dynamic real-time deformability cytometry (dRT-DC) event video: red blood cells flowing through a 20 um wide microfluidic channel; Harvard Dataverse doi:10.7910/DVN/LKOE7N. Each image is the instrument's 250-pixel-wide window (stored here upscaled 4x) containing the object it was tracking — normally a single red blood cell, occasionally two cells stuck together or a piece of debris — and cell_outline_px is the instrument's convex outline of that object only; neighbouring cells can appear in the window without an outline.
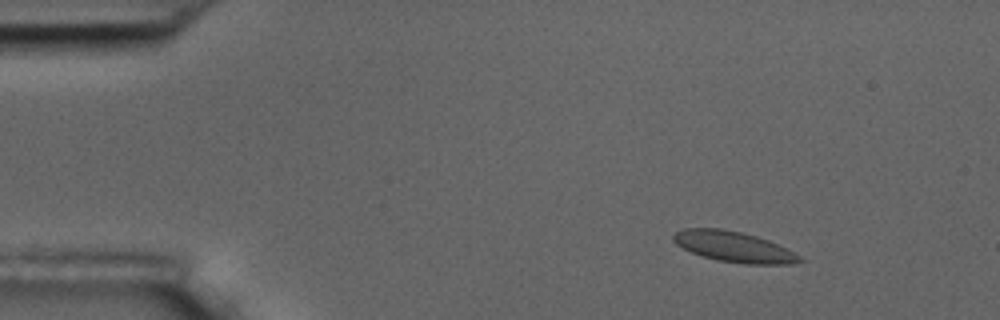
{"species": "common noctule bat (a hibernating species)", "species_latin": "Nyctalus noctula", "temperature_condition": "room temperature", "stored_images_in_passage": 56, "camera_frame_rate_fps": 3000, "um_per_image_px": 0.085, "animal": {"sex": "male", "body_mass_g": 17.5, "forearm_length_mm": 52.3}, "frame": {"image": 1, "passage_image": 7, "time_ms": 2.0, "image_size_px": [1000, 320], "cell_outline_px": [[804, 260], [792, 264], [744, 264], [720, 260], [704, 256], [692, 252], [676, 244], [672, 240], [672, 236], [676, 232], [684, 228], [720, 228], [740, 232], [756, 236], [768, 240], [800, 256]], "centroid_in_image_um": [62.35, 20.97], "position_along_channel_um": 22.7, "area_um2": 22.14}}
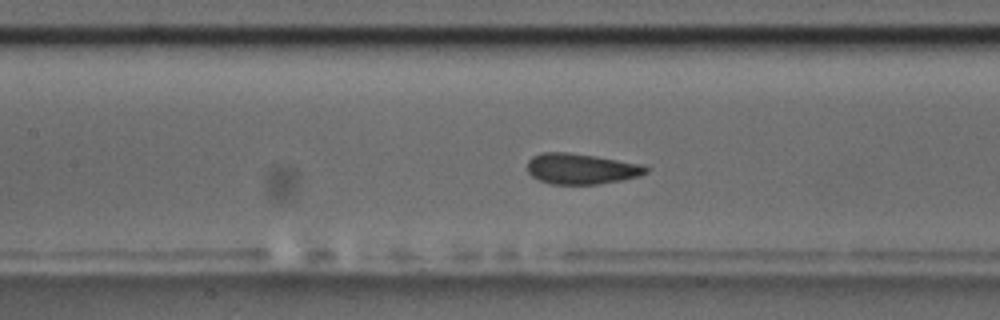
{"frame": {"image": 2, "passage_image": 25, "time_ms": 8.0, "image_size_px": [1000, 320], "cell_outline_px": [[652, 168], [648, 172], [640, 176], [624, 180], [596, 184], [552, 184], [540, 180], [532, 176], [528, 172], [528, 160], [532, 156], [540, 152], [568, 152], [596, 156], [644, 164]], "centroid_in_image_um": [49.46, 14.34], "position_along_channel_um": 157.9, "area_um2": 21.5}}
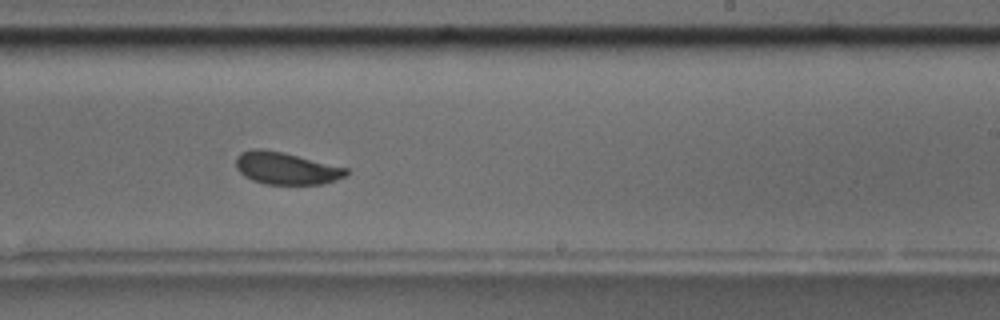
{"frame": {"image": 3, "passage_image": 34, "time_ms": 11.0, "image_size_px": [1000, 320], "cell_outline_px": [[348, 172], [344, 176], [336, 180], [324, 184], [264, 184], [252, 180], [244, 176], [236, 168], [236, 156], [240, 152], [252, 148], [264, 148], [284, 152], [348, 168]], "centroid_in_image_um": [24.28, 14.29], "position_along_channel_um": 264.7, "area_um2": 20.92}, "authors_computed_cell_mechanics": {"area_um2": 21.386, "velocity_mm_per_s": 3.5713, "shape_relaxation_time_tau1_ms": 3.7276, "shape_relaxation_time_tau2_ms": null, "deformation_change_tau1": 0.0895, "deformation_change_tau2": null}}